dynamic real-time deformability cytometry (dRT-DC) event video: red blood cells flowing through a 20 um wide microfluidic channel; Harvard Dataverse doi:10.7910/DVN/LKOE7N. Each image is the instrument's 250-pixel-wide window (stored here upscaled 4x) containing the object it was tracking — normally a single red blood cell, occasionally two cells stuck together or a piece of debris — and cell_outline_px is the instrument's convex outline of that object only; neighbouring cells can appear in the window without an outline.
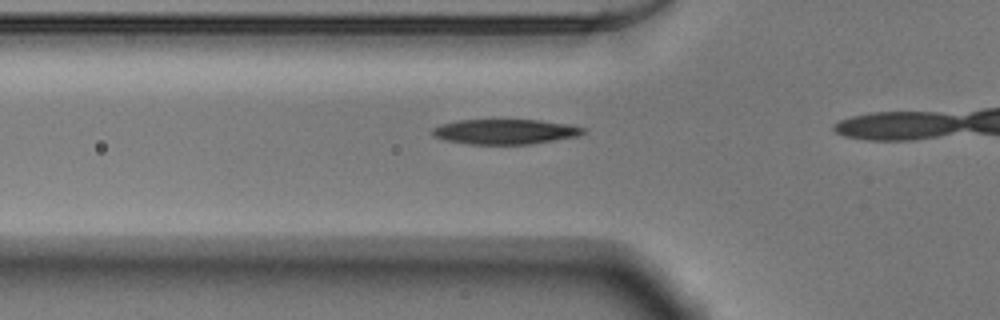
{"species": "Egyptian fruit bat (a non-hibernating species)", "species_latin": "Rousettus aegyptiacus", "temperature_condition": "warm", "stored_images_in_passage": 15, "camera_frame_rate_fps": 3000, "um_per_image_px": 0.085, "animal": {"sex": "male"}, "frame": {"image": 1, "passage_image": 13, "time_ms": 4.0, "image_size_px": [1000, 320], "cell_outline_px": [[584, 132], [580, 136], [532, 144], [468, 144], [444, 140], [436, 136], [432, 132], [432, 128], [440, 124], [460, 120], [536, 120], [568, 124], [584, 128]], "centroid_in_image_um": [42.94, 11.19], "position_along_channel_um": 82.9, "area_um2": 21.91}}